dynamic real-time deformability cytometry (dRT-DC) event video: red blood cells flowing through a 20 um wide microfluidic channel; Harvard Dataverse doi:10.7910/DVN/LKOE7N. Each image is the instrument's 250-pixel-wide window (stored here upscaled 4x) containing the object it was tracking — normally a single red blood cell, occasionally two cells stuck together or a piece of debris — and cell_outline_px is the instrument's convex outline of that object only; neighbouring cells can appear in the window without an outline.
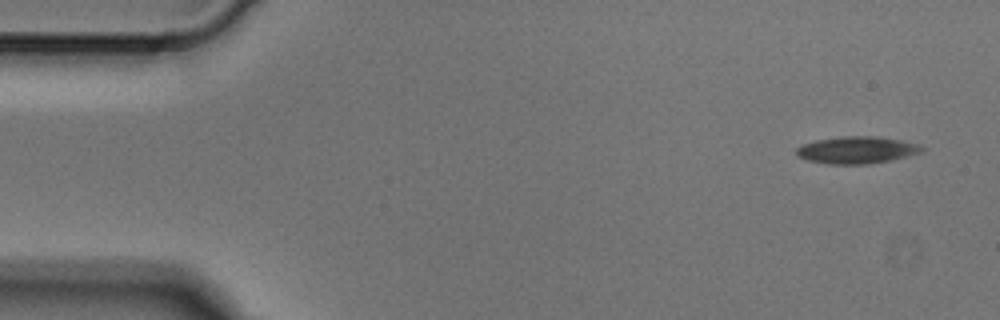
{"species": "Egyptian fruit bat (a non-hibernating species)", "species_latin": "Rousettus aegyptiacus", "temperature_condition": "cold", "stored_images_in_passage": 4, "segment_of_instrument_passage": [1, 2], "camera_frame_rate_fps": 3000, "um_per_image_px": 0.085, "animal": {"sex": "male"}, "frame": {"image": 1, "passage_image": 1, "time_ms": 0.0, "image_size_px": [1000, 320], "cell_outline_px": [[928, 148], [924, 152], [908, 156], [868, 164], [828, 164], [808, 160], [796, 156], [796, 148], [804, 144], [816, 140], [844, 136], [876, 136], [900, 140], [920, 144]], "centroid_in_image_um": [72.88, 12.75], "position_along_channel_um": 12.1, "area_um2": 19.88}}
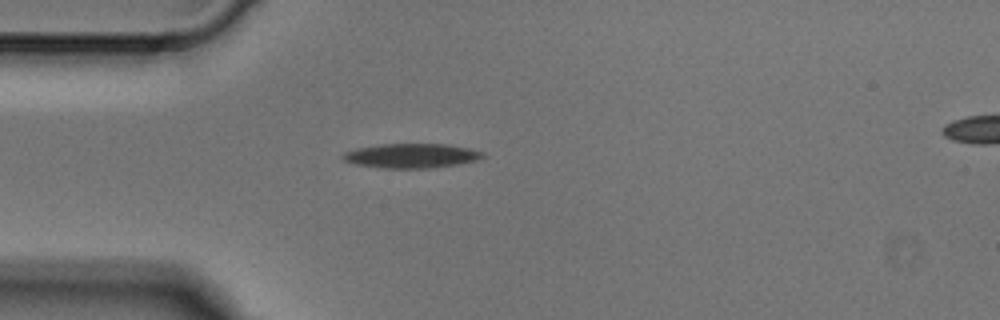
{"frame": {"image": 2, "passage_image": 3, "time_ms": 0.667, "image_size_px": [1000, 320], "cell_outline_px": [[484, 156], [476, 160], [456, 164], [432, 168], [380, 168], [356, 164], [344, 160], [340, 156], [344, 152], [356, 148], [380, 144], [448, 144], [468, 148], [484, 152]], "centroid_in_image_um": [34.93, 13.23], "position_along_channel_um": 50.1, "area_um2": 19.88}}